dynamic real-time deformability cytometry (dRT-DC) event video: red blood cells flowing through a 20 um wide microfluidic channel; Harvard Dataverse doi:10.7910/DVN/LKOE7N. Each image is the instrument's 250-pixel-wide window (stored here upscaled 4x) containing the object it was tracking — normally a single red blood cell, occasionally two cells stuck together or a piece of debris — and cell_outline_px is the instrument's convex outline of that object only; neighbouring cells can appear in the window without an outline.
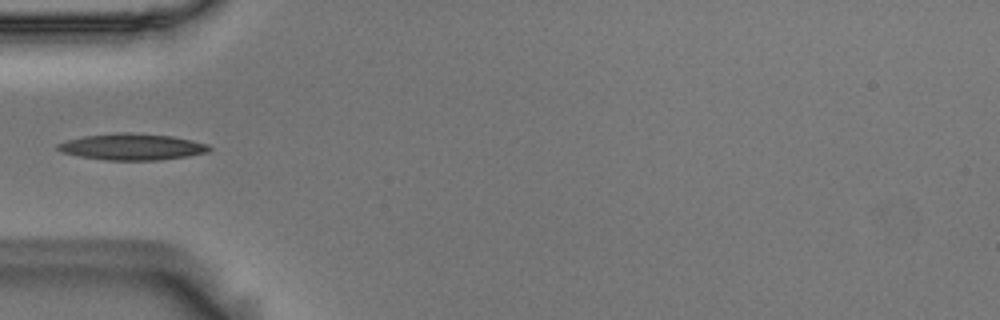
{"species": "Egyptian fruit bat (a non-hibernating species)", "species_latin": "Rousettus aegyptiacus", "temperature_condition": "room temperature", "stored_images_in_passage": 3, "camera_frame_rate_fps": 3000, "um_per_image_px": 0.085, "animal": {"sex": "male"}, "frame": {"image": 1, "passage_image": 3, "time_ms": 0.667, "image_size_px": [1000, 320], "cell_outline_px": [[212, 148], [208, 152], [188, 156], [160, 160], [104, 160], [80, 156], [60, 152], [56, 148], [56, 144], [68, 140], [84, 136], [112, 132], [128, 132], [172, 136], [192, 140], [208, 144]], "centroid_in_image_um": [11.22, 12.47], "position_along_channel_um": 73.8, "area_um2": 23.47}}